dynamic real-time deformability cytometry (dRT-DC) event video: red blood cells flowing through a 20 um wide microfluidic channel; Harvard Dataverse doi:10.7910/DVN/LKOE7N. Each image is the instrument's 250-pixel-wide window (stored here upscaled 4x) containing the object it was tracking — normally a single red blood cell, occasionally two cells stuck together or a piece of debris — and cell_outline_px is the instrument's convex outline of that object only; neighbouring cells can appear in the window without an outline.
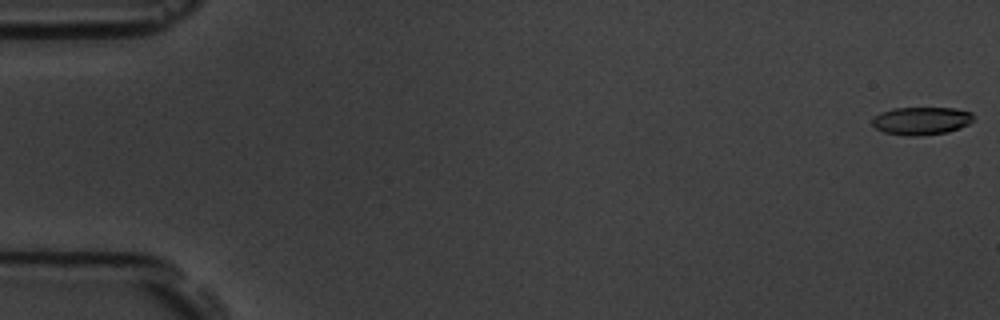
{"species": "common noctule bat (a hibernating species)", "species_latin": "Nyctalus noctula", "temperature_condition": "room temperature", "stored_images_in_passage": 7, "camera_frame_rate_fps": 3000, "um_per_image_px": 0.085, "animal": {"sex": "male", "body_mass_g": 19.5, "forearm_length_mm": 54.6}, "frame": {"image": 1, "passage_image": 1, "time_ms": 0.0, "image_size_px": [1000, 320], "cell_outline_px": [[972, 120], [968, 124], [960, 128], [948, 132], [916, 136], [908, 136], [884, 132], [876, 128], [872, 124], [872, 120], [880, 112], [892, 108], [952, 108], [972, 112]], "centroid_in_image_um": [78.3, 10.27], "position_along_channel_um": 6.7, "area_um2": 16.36}}
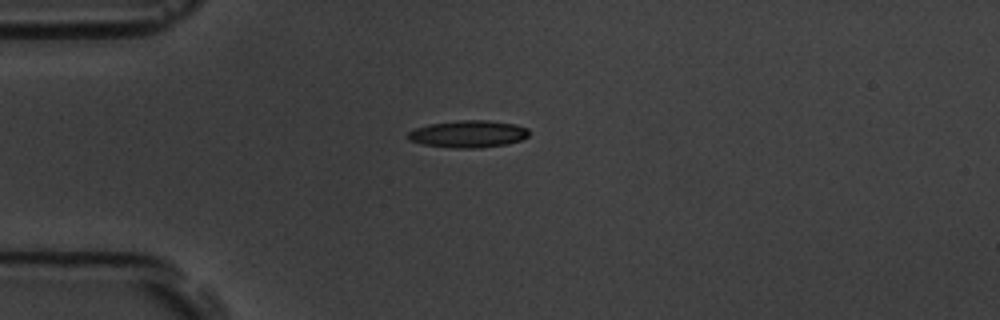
{"frame": {"image": 2, "passage_image": 5, "time_ms": 4.667, "image_size_px": [1000, 320], "cell_outline_px": [[528, 136], [520, 140], [508, 144], [480, 148], [452, 148], [424, 144], [408, 140], [408, 132], [416, 128], [428, 124], [456, 120], [488, 120], [516, 124], [528, 128]], "centroid_in_image_um": [39.81, 11.38], "position_along_channel_um": 45.2, "area_um2": 19.25}}
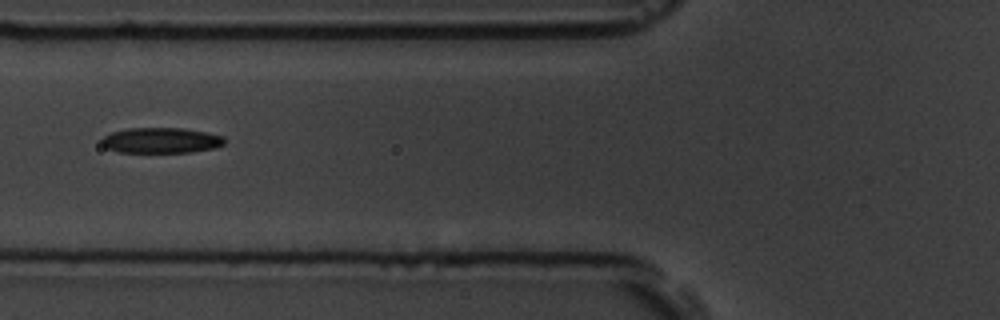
{"frame": {"image": 3, "passage_image": 7, "time_ms": 7.0, "image_size_px": [1000, 320], "cell_outline_px": [[224, 144], [212, 148], [192, 152], [116, 152], [108, 148], [100, 140], [104, 136], [112, 132], [128, 128], [184, 128], [208, 132], [224, 136]], "centroid_in_image_um": [13.71, 11.92], "position_along_channel_um": 112.1, "area_um2": 18.21}}